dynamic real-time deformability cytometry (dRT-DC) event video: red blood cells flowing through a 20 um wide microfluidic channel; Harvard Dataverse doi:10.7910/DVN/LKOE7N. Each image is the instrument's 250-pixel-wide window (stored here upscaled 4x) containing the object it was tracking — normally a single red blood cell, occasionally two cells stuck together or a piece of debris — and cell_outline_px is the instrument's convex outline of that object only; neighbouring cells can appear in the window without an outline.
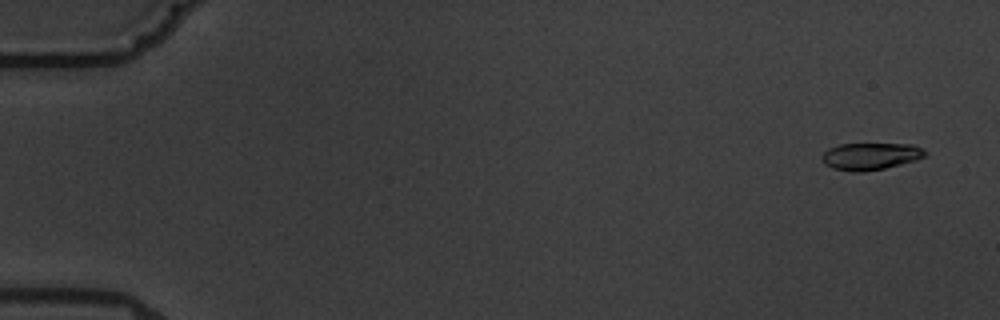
{"species": "common noctule bat (a hibernating species)", "species_latin": "Nyctalus noctula", "temperature_condition": "warm", "stored_images_in_passage": 14, "camera_frame_rate_fps": 3000, "um_per_image_px": 0.085, "animal": {"sex": "male", "body_mass_g": 19.5, "forearm_length_mm": 54.6}, "frame": {"image": 1, "passage_image": 1, "time_ms": 0.0, "image_size_px": [1000, 320], "cell_outline_px": [[928, 156], [916, 160], [884, 168], [864, 172], [852, 172], [832, 168], [824, 164], [820, 160], [820, 156], [828, 148], [840, 144], [912, 144], [928, 152]], "centroid_in_image_um": [73.96, 13.29], "position_along_channel_um": 11.0, "area_um2": 16.47}}
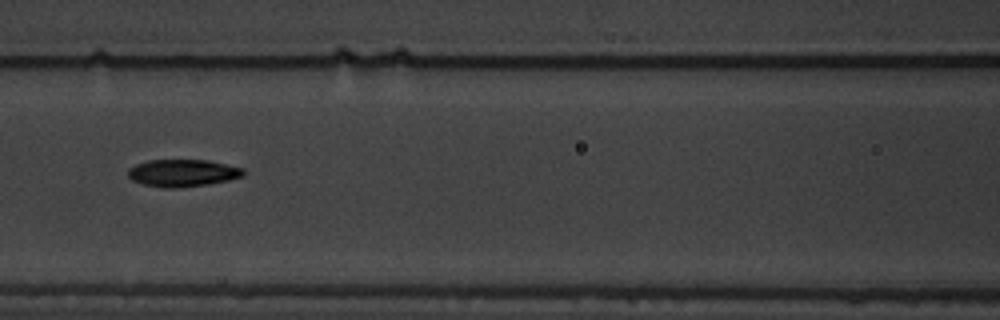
{"frame": {"image": 2, "passage_image": 7, "time_ms": 8.0, "image_size_px": [1000, 320], "cell_outline_px": [[244, 176], [228, 180], [208, 184], [176, 188], [164, 188], [144, 184], [132, 180], [128, 176], [128, 168], [136, 164], [148, 160], [208, 160], [244, 168]], "centroid_in_image_um": [15.52, 14.7], "position_along_channel_um": 151.1, "area_um2": 18.32}}
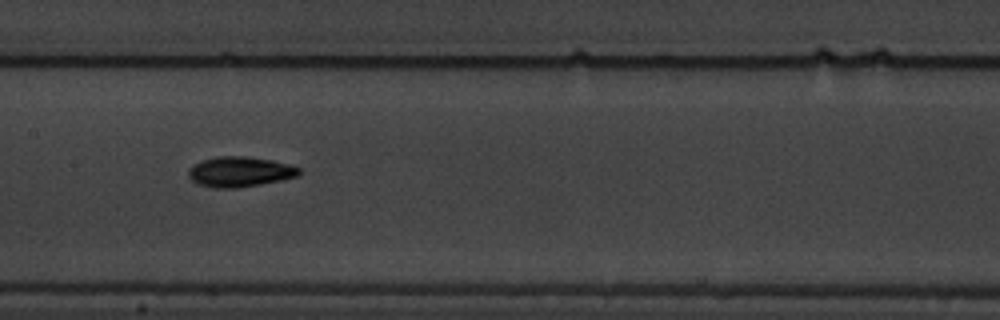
{"frame": {"image": 3, "passage_image": 8, "time_ms": 9.0, "image_size_px": [1000, 320], "cell_outline_px": [[300, 176], [260, 184], [236, 188], [212, 188], [196, 184], [188, 176], [188, 168], [192, 164], [200, 160], [216, 156], [248, 156], [272, 160], [292, 164], [300, 168]], "centroid_in_image_um": [20.36, 14.59], "position_along_channel_um": 187.0, "area_um2": 19.88}, "authors_computed_cell_mechanics": {"area_um2": 17.7157, "velocity_mm_per_s": 3.5862, "shape_relaxation_time_tau1_ms": 2.3482, "shape_relaxation_time_tau2_ms": null, "deformation_change_tau1": 0.1284, "deformation_change_tau2": null}}